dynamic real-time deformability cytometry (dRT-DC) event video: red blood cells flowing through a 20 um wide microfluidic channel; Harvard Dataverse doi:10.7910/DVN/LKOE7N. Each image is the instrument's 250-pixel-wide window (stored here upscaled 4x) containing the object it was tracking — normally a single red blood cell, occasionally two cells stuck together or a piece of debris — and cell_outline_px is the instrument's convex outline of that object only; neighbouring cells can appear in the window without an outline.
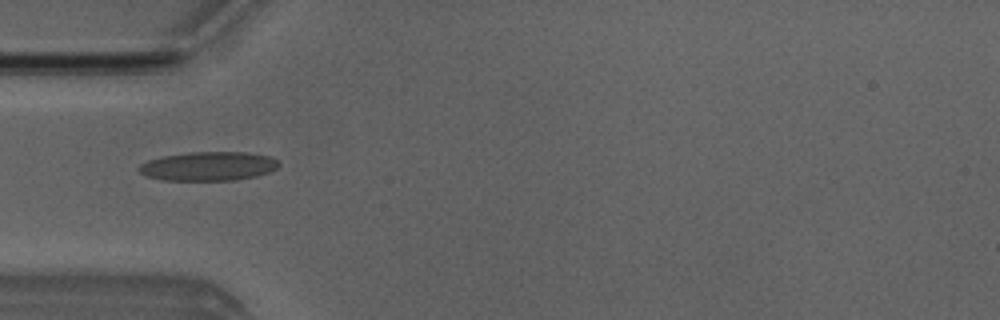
{"species": "Egyptian fruit bat (a non-hibernating species)", "species_latin": "Rousettus aegyptiacus", "temperature_condition": "room temperature", "stored_images_in_passage": 8, "camera_frame_rate_fps": 3000, "um_per_image_px": 0.085, "animal": {"sex": "male"}, "frame": {"image": 1, "passage_image": 5, "time_ms": 4.667, "image_size_px": [1000, 320], "cell_outline_px": [[280, 164], [276, 168], [268, 172], [256, 176], [236, 180], [160, 180], [148, 176], [140, 172], [136, 168], [140, 164], [148, 160], [160, 156], [188, 152], [248, 152], [272, 156], [280, 160]], "centroid_in_image_um": [17.73, 14.11], "position_along_channel_um": 67.3, "area_um2": 23.93}}
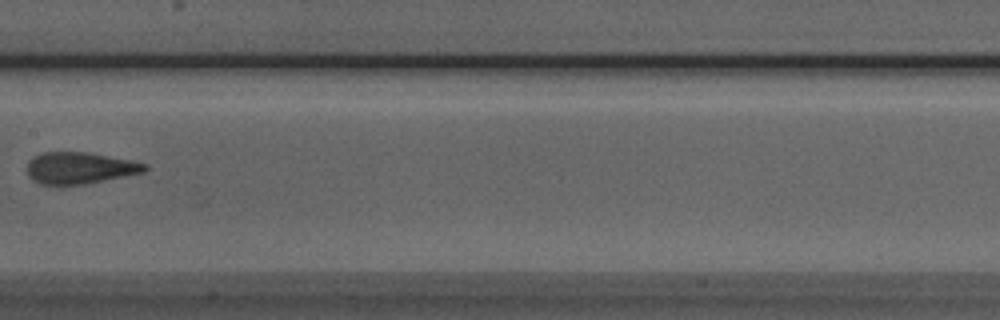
{"frame": {"image": 2, "passage_image": 8, "time_ms": 8.0, "image_size_px": [1000, 320], "cell_outline_px": [[148, 168], [144, 172], [84, 184], [60, 188], [40, 184], [32, 180], [28, 176], [28, 160], [44, 152], [88, 152], [148, 164]], "centroid_in_image_um": [6.72, 14.32], "position_along_channel_um": 200.7, "area_um2": 22.02}}